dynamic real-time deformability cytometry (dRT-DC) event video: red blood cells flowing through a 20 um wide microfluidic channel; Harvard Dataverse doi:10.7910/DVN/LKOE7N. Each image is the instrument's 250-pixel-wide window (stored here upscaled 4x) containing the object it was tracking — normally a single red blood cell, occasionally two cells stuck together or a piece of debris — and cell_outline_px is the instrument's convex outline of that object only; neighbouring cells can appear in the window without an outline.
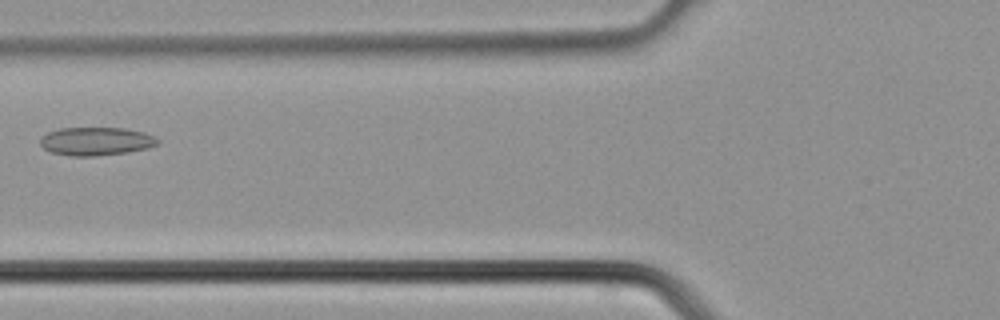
{"species": "common noctule bat (a hibernating species)", "species_latin": "Nyctalus noctula", "temperature_condition": "cold", "stored_images_in_passage": 28, "camera_frame_rate_fps": 3000, "um_per_image_px": 0.085, "animal": {"sex": "male", "body_mass_g": 21.5, "forearm_length_mm": 52.0}, "frame": {"image": 1, "passage_image": 5, "time_ms": 1.333, "image_size_px": [1000, 320], "cell_outline_px": [[160, 140], [156, 144], [148, 148], [128, 152], [96, 156], [68, 156], [52, 152], [44, 148], [40, 144], [40, 136], [48, 132], [60, 128], [124, 128], [144, 132]], "centroid_in_image_um": [8.14, 12.01], "position_along_channel_um": 117.7, "area_um2": 19.36}}
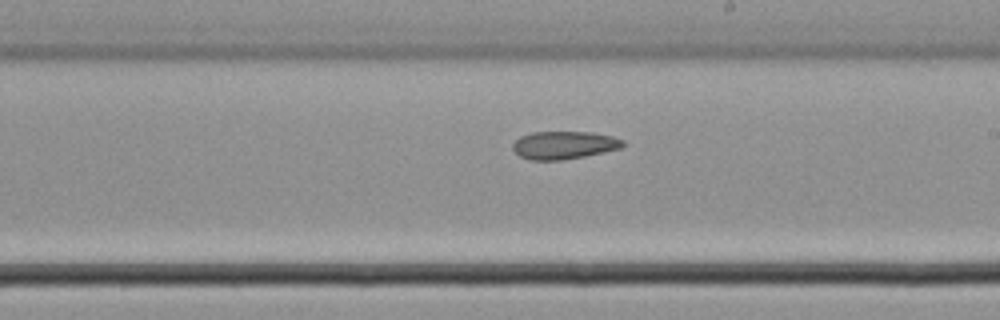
{"frame": {"image": 2, "passage_image": 12, "time_ms": 3.667, "image_size_px": [1000, 320], "cell_outline_px": [[624, 144], [620, 148], [584, 156], [560, 160], [532, 160], [520, 156], [512, 148], [512, 144], [520, 136], [532, 132], [592, 132], [612, 136], [624, 140]], "centroid_in_image_um": [47.92, 12.32], "position_along_channel_um": 241.1, "area_um2": 17.74}}
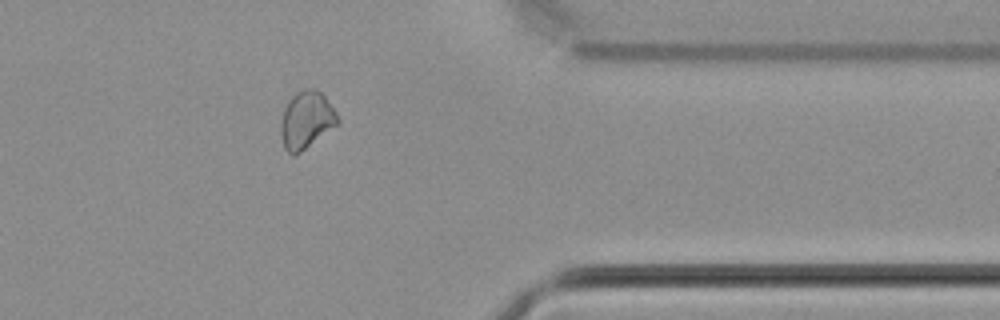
{"frame": {"image": 3, "passage_image": 21, "time_ms": 6.667, "image_size_px": [1000, 320], "cell_outline_px": [[340, 120], [336, 124], [296, 156], [292, 156], [284, 148], [280, 136], [280, 120], [284, 108], [288, 100], [296, 92], [304, 88], [316, 88], [324, 96], [336, 112]], "centroid_in_image_um": [25.99, 10.2], "position_along_channel_um": 385.4, "area_um2": 19.02}}